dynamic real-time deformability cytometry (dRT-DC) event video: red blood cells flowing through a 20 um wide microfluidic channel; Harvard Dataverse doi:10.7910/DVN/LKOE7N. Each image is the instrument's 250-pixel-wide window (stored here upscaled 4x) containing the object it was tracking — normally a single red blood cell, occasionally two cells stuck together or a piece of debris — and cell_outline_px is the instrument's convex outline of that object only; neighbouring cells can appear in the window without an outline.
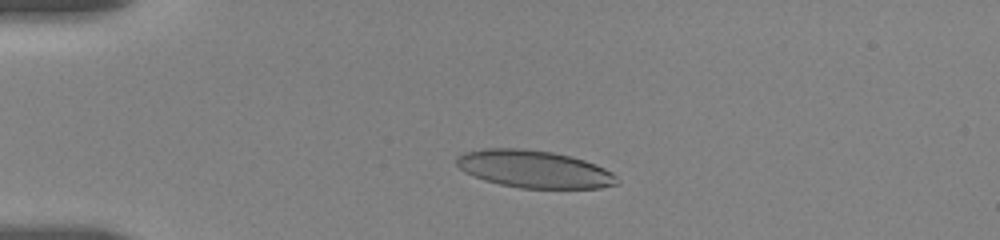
{"species": "human", "species_latin": "Homo sapiens", "temperature_condition": "room temperature", "stored_images_in_passage": 54, "camera_frame_rate_fps": 3000, "um_per_image_px": 0.085, "donor": {"sex": "female"}, "frame": {"image": 1, "passage_image": 12, "time_ms": 3.667, "image_size_px": [1000, 240], "cell_outline_px": [[620, 184], [600, 188], [520, 188], [500, 184], [484, 180], [472, 176], [464, 172], [456, 164], [456, 156], [464, 152], [484, 148], [524, 148], [552, 152], [584, 160], [596, 164], [612, 172], [620, 180]], "centroid_in_image_um": [45.39, 14.37], "position_along_channel_um": 39.6, "area_um2": 35.26}}
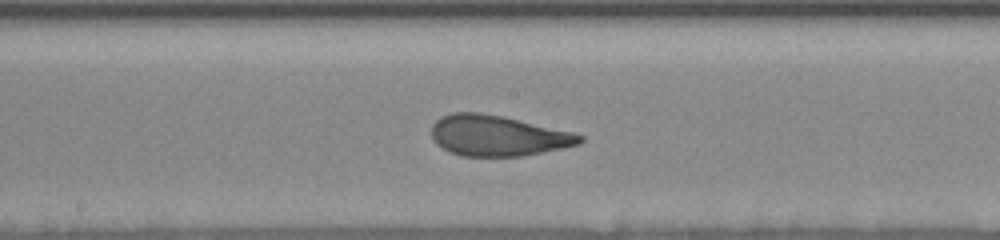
{"frame": {"image": 2, "passage_image": 29, "time_ms": 9.333, "image_size_px": [1000, 240], "cell_outline_px": [[584, 140], [580, 144], [564, 148], [520, 156], [464, 156], [448, 152], [436, 144], [432, 140], [432, 124], [440, 116], [452, 112], [480, 112], [504, 116], [572, 132], [584, 136]], "centroid_in_image_um": [42.28, 11.52], "position_along_channel_um": 205.9, "area_um2": 35.37}}
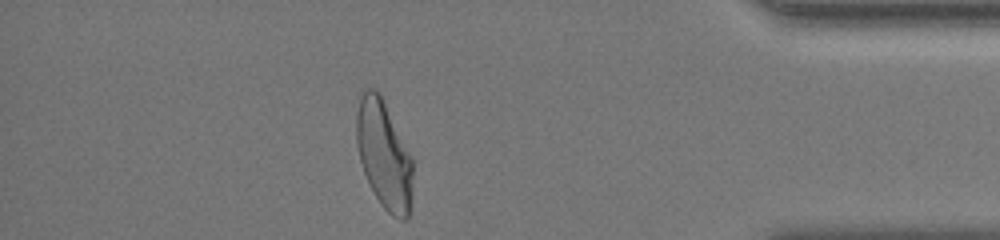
{"frame": {"image": 3, "passage_image": 48, "time_ms": 15.667, "image_size_px": [1000, 240], "cell_outline_px": [[412, 200], [408, 220], [400, 220], [392, 216], [380, 204], [364, 172], [360, 160], [356, 144], [356, 112], [360, 88], [376, 88], [380, 92], [412, 156]], "centroid_in_image_um": [32.63, 13.1], "position_along_channel_um": 402.6, "area_um2": 36.18}, "authors_computed_cell_mechanics": {"area_um2": 35.4892, "velocity_mm_per_s": 3.6118, "shape_relaxation_time_tau1_ms": 4.483, "shape_relaxation_time_tau2_ms": 0.9528, "deformation_change_tau1": 0.1719, "deformation_change_tau2": 0.0844}}